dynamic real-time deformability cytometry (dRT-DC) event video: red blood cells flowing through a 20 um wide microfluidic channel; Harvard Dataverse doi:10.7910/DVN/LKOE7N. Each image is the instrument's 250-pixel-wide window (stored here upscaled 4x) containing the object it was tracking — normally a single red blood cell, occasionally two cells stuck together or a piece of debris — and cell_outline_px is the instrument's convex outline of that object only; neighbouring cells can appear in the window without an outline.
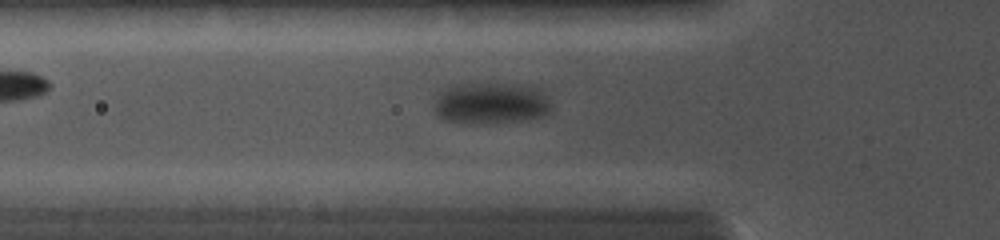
{"species": "common noctule bat (a hibernating species)", "species_latin": "Nyctalus noctula", "temperature_condition": "cold", "stored_images_in_passage": 31, "camera_frame_rate_fps": 5000, "um_per_image_px": 0.085, "animal": {"sex": "female", "body_mass_g": 19.0, "forearm_length_mm": 56.7}, "frame": {"image": 1, "passage_image": 11, "time_ms": 4.8, "image_size_px": [1000, 240], "cell_outline_px": [[552, 108], [544, 116], [520, 120], [472, 124], [444, 120], [436, 112], [432, 104], [436, 92], [452, 84], [516, 84], [540, 88], [544, 92], [552, 104]], "centroid_in_image_um": [41.69, 8.76], "position_along_channel_um": 84.1, "area_um2": 28.73}}
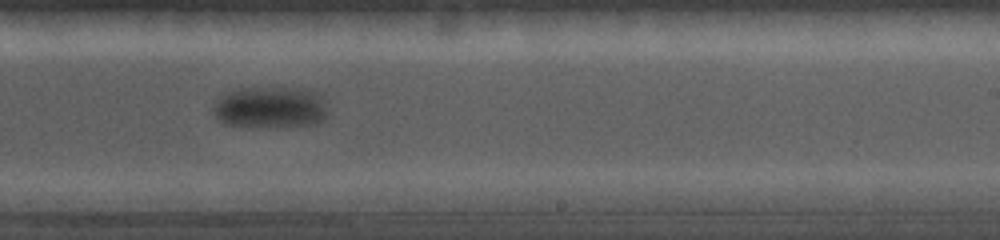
{"frame": {"image": 2, "passage_image": 21, "time_ms": 9.4, "image_size_px": [1000, 240], "cell_outline_px": [[328, 116], [316, 124], [224, 124], [212, 112], [212, 108], [216, 100], [220, 96], [228, 92], [244, 88], [296, 88], [320, 92], [328, 112]], "centroid_in_image_um": [23.0, 9.07], "position_along_channel_um": 266.0, "area_um2": 26.82}}
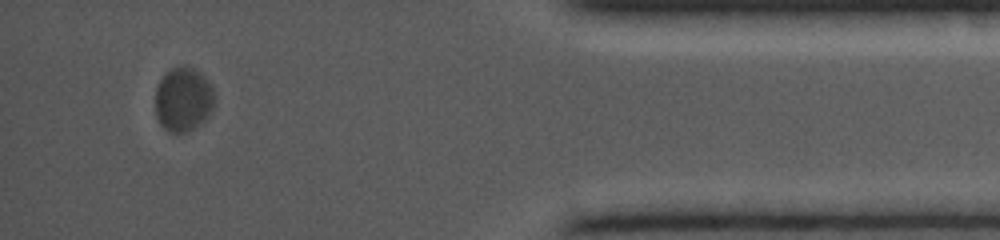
{"frame": {"image": 3, "passage_image": 29, "time_ms": 14.2, "image_size_px": [1000, 240], "cell_outline_px": [[216, 104], [208, 116], [200, 124], [184, 132], [168, 132], [160, 124], [156, 116], [156, 88], [164, 72], [180, 64], [184, 64], [200, 72], [204, 76], [212, 88], [216, 96]], "centroid_in_image_um": [15.59, 8.42], "position_along_channel_um": 419.6, "area_um2": 22.48}}